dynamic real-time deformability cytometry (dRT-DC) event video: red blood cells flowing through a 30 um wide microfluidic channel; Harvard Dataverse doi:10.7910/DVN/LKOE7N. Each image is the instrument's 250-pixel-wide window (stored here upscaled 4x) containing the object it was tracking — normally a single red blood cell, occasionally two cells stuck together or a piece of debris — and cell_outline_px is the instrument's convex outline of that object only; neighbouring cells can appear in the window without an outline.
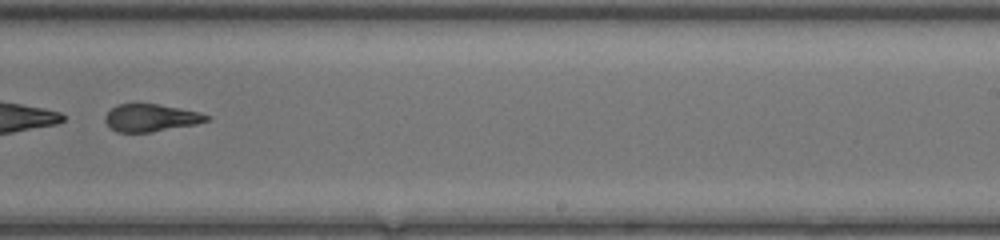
{"species": "common noctule bat (a hibernating species)", "species_latin": "Nyctalus noctula", "temperature_condition": "room temperature", "stored_images_in_passage": 41, "segment_of_instrument_passage": [2, 2], "camera_frame_rate_fps": 3000, "um_per_image_px": 0.085, "animal": {"sex": "female", "body_mass_g": 20.0, "forearm_length_mm": 54.0}, "frame": {"image": 1, "passage_image": 25, "time_ms": 8.0, "image_size_px": [1000, 240], "cell_outline_px": [[212, 120], [196, 124], [152, 132], [116, 132], [104, 120], [104, 116], [116, 104], [136, 100], [180, 108], [200, 112], [212, 116]], "centroid_in_image_um": [12.83, 9.97], "position_along_channel_um": 276.2, "area_um2": 16.94}}